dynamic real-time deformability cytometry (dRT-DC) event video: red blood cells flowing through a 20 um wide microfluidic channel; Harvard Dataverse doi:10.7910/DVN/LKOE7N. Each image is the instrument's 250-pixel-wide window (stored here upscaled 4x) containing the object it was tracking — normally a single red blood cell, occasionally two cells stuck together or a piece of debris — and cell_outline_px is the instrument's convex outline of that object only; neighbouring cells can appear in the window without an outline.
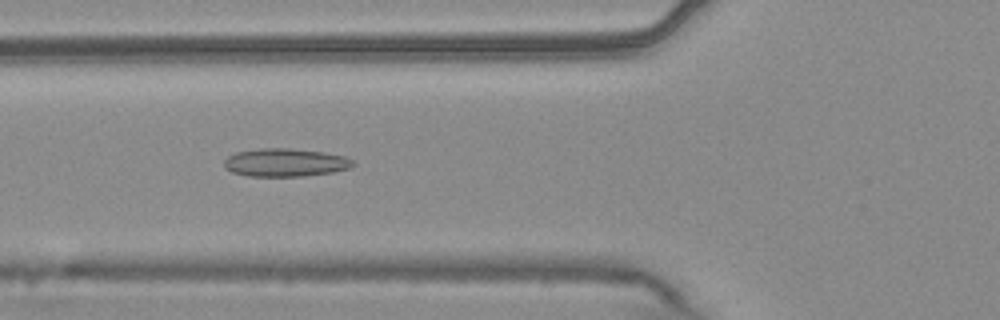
{"species": "common noctule bat (a hibernating species)", "species_latin": "Nyctalus noctula", "temperature_condition": "warm", "stored_images_in_passage": 54, "camera_frame_rate_fps": 3000, "um_per_image_px": 0.085, "animal": {"sex": "male", "body_mass_g": 20.4}, "frame": {"image": 1, "passage_image": 20, "time_ms": 6.333, "image_size_px": [1000, 320], "cell_outline_px": [[356, 164], [348, 168], [332, 172], [304, 176], [248, 176], [232, 172], [224, 168], [224, 160], [228, 156], [236, 152], [260, 148], [292, 148], [324, 152], [344, 156], [352, 160]], "centroid_in_image_um": [24.23, 13.81], "position_along_channel_um": 101.6, "area_um2": 21.15}}
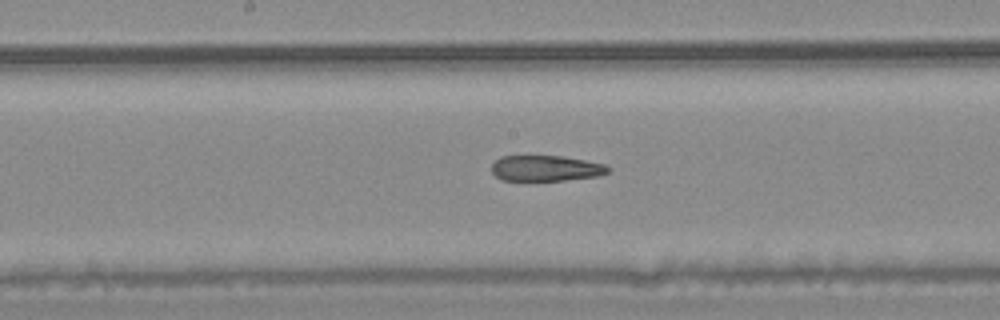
{"frame": {"image": 2, "passage_image": 28, "time_ms": 9.0, "image_size_px": [1000, 320], "cell_outline_px": [[612, 168], [608, 172], [600, 176], [564, 180], [500, 180], [492, 172], [492, 164], [500, 156], [560, 156], [584, 160], [604, 164]], "centroid_in_image_um": [46.4, 14.3], "position_along_channel_um": 201.8, "area_um2": 17.4}}
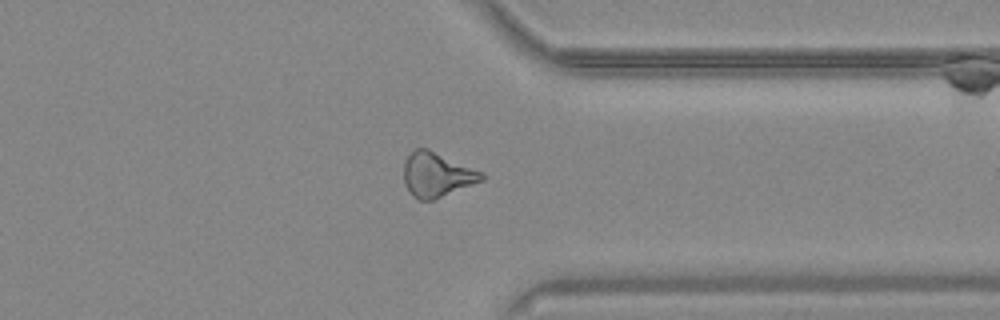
{"frame": {"image": 3, "passage_image": 42, "time_ms": 13.667, "image_size_px": [1000, 320], "cell_outline_px": [[484, 180], [432, 200], [420, 200], [412, 196], [408, 192], [404, 184], [404, 160], [416, 148], [428, 148], [484, 172]], "centroid_in_image_um": [37.12, 14.84], "position_along_channel_um": 374.3, "area_um2": 20.29}, "authors_computed_cell_mechanics": {"area_um2": 20.3167, "velocity_mm_per_s": 3.7521, "shape_relaxation_time_tau1_ms": null, "shape_relaxation_time_tau2_ms": 2.8715, "deformation_change_tau1": null, "deformation_change_tau2": 0.1166}}